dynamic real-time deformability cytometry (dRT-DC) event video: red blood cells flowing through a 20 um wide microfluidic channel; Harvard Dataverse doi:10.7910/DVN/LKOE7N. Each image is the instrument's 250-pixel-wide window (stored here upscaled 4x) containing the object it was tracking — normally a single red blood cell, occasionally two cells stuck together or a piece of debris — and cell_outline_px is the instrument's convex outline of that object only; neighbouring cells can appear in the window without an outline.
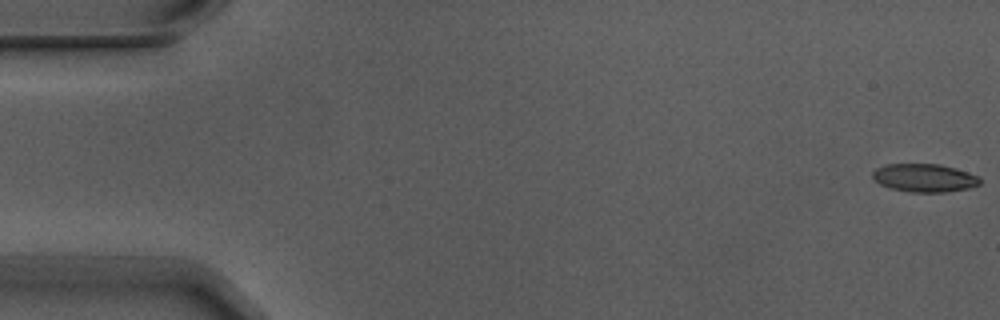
{"species": "Egyptian fruit bat (a non-hibernating species)", "species_latin": "Rousettus aegyptiacus", "temperature_condition": "warm", "stored_images_in_passage": 7, "camera_frame_rate_fps": 3000, "um_per_image_px": 0.085, "animal": {"sex": "male"}, "frame": {"image": 1, "passage_image": 1, "time_ms": 0.0, "image_size_px": [1000, 320], "cell_outline_px": [[980, 184], [968, 188], [944, 192], [912, 192], [892, 188], [880, 184], [872, 176], [872, 172], [876, 168], [888, 164], [940, 164], [956, 168], [980, 176]], "centroid_in_image_um": [78.6, 15.11], "position_along_channel_um": 6.4, "area_um2": 17.51}}
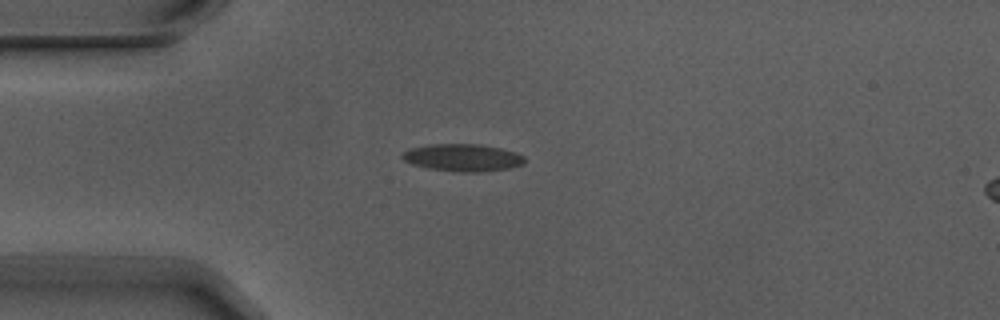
{"frame": {"image": 2, "passage_image": 5, "time_ms": 1.333, "image_size_px": [1000, 320], "cell_outline_px": [[524, 164], [508, 168], [480, 172], [464, 172], [428, 168], [412, 164], [404, 160], [400, 156], [408, 148], [428, 144], [480, 144], [500, 148], [516, 152], [524, 156]], "centroid_in_image_um": [39.31, 13.39], "position_along_channel_um": 45.7, "area_um2": 19.48}}
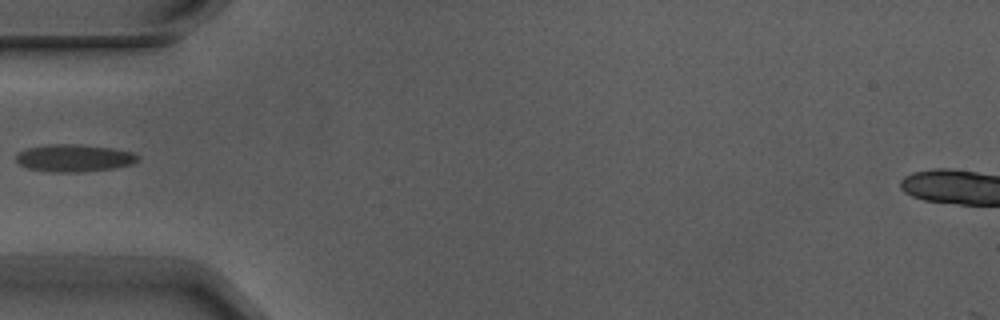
{"frame": {"image": 3, "passage_image": 6, "time_ms": 1.667, "image_size_px": [1000, 320], "cell_outline_px": [[140, 156], [132, 164], [112, 168], [80, 172], [52, 172], [28, 168], [20, 164], [16, 160], [16, 156], [20, 152], [28, 148], [44, 144], [80, 144], [112, 148], [132, 152]], "centroid_in_image_um": [6.29, 13.42], "position_along_channel_um": 78.7, "area_um2": 19.31}}